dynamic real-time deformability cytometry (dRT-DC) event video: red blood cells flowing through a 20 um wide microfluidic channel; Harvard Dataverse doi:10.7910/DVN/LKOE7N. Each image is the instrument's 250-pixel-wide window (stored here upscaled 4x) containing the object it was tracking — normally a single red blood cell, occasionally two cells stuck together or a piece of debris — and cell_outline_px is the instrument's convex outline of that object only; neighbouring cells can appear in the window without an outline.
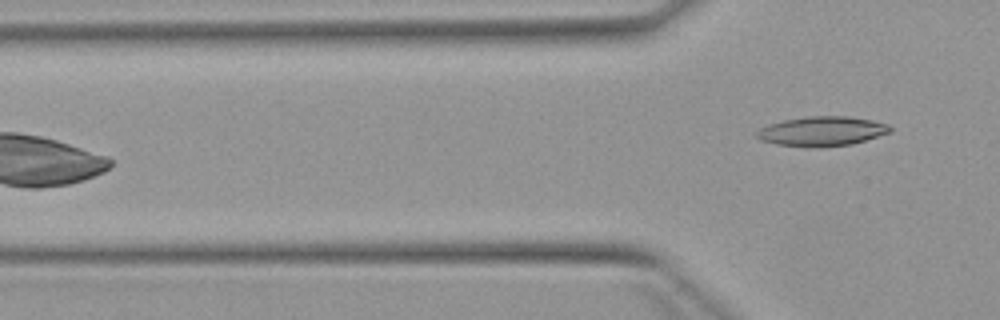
{"species": "Egyptian fruit bat (a non-hibernating species)", "species_latin": "Rousettus aegyptiacus", "temperature_condition": "warm", "stored_images_in_passage": 5, "camera_frame_rate_fps": 3000, "um_per_image_px": 0.085, "animal": {"sex": "female"}, "frame": {"image": 1, "passage_image": 5, "time_ms": 5.0, "image_size_px": [1000, 320], "cell_outline_px": [[892, 132], [852, 144], [820, 148], [812, 148], [776, 144], [760, 140], [752, 132], [768, 124], [784, 120], [808, 116], [848, 116], [872, 120], [888, 124], [892, 128]], "centroid_in_image_um": [69.84, 11.16], "position_along_channel_um": 56.0, "area_um2": 23.35}}